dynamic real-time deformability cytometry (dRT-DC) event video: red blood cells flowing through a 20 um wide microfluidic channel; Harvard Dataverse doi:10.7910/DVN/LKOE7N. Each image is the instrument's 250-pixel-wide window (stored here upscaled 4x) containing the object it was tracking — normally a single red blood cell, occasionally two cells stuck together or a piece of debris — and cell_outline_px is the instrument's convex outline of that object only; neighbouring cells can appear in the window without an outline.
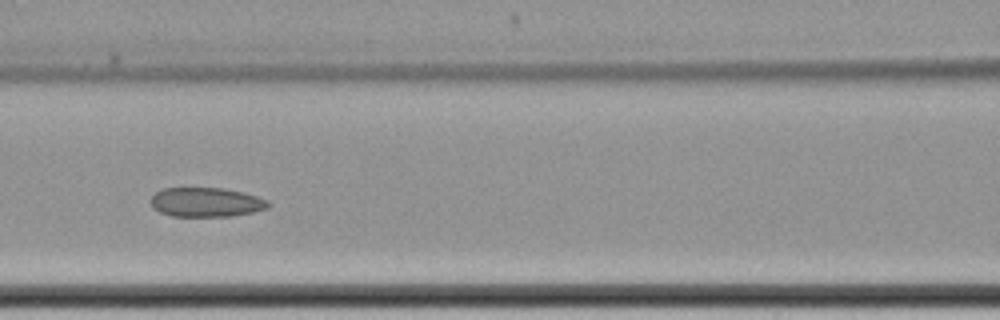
{"species": "common noctule bat (a hibernating species)", "species_latin": "Nyctalus noctula", "temperature_condition": "cold", "stored_images_in_passage": 10, "camera_frame_rate_fps": 3000, "um_per_image_px": 0.085, "animal": {"sex": "female", "body_mass_g": 22.7, "forearm_length_mm": 54.2}, "frame": {"image": 1, "passage_image": 9, "time_ms": 9.667, "image_size_px": [1000, 320], "cell_outline_px": [[272, 204], [268, 208], [252, 212], [232, 216], [172, 216], [160, 212], [152, 208], [148, 200], [156, 192], [164, 188], [224, 188], [244, 192], [268, 200]], "centroid_in_image_um": [17.51, 17.18], "position_along_channel_um": 149.1, "area_um2": 20.29}}
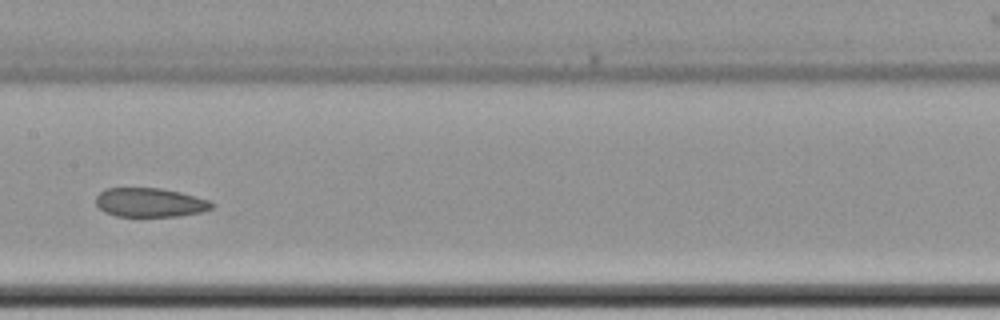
{"frame": {"image": 2, "passage_image": 10, "time_ms": 11.0, "image_size_px": [1000, 320], "cell_outline_px": [[216, 204], [212, 208], [200, 212], [180, 216], [116, 216], [104, 212], [96, 204], [96, 196], [104, 188], [160, 188], [180, 192], [196, 196], [208, 200]], "centroid_in_image_um": [12.74, 17.21], "position_along_channel_um": 194.7, "area_um2": 19.65}}